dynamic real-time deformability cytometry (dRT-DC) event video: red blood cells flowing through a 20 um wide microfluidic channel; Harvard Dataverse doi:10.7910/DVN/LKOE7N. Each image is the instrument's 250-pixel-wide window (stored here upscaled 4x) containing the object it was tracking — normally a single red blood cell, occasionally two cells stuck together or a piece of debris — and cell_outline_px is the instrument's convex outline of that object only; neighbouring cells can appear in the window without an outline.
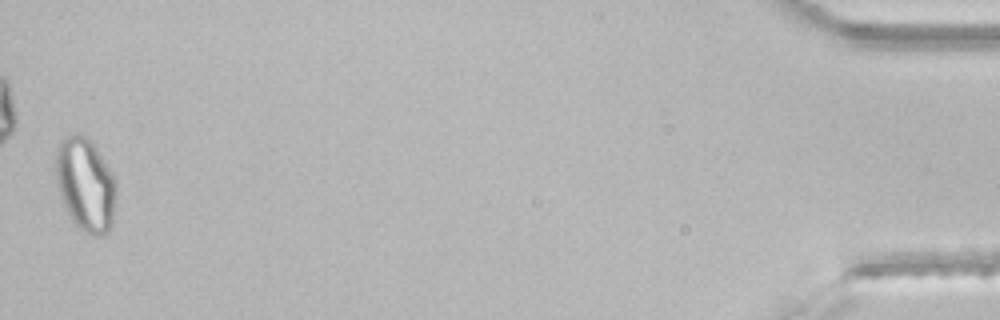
{"species": "common noctule bat (a hibernating species)", "species_latin": "Nyctalus noctula", "temperature_condition": "room temperature", "stored_images_in_passage": 45, "camera_frame_rate_fps": 3000, "um_per_image_px": 0.085, "animal": {"sex": "male", "body_mass_g": 21.5, "forearm_length_mm": 52.0}, "frame": {"image": 1, "passage_image": 45, "time_ms": 14.667, "image_size_px": [1000, 320], "cell_outline_px": [[116, 196], [112, 224], [108, 232], [104, 236], [92, 236], [84, 232], [72, 220], [64, 208], [60, 196], [56, 176], [56, 148], [60, 140], [68, 132], [72, 132], [88, 136], [92, 140], [116, 176]], "centroid_in_image_um": [7.28, 15.64], "position_along_channel_um": 427.9, "area_um2": 33.87}}